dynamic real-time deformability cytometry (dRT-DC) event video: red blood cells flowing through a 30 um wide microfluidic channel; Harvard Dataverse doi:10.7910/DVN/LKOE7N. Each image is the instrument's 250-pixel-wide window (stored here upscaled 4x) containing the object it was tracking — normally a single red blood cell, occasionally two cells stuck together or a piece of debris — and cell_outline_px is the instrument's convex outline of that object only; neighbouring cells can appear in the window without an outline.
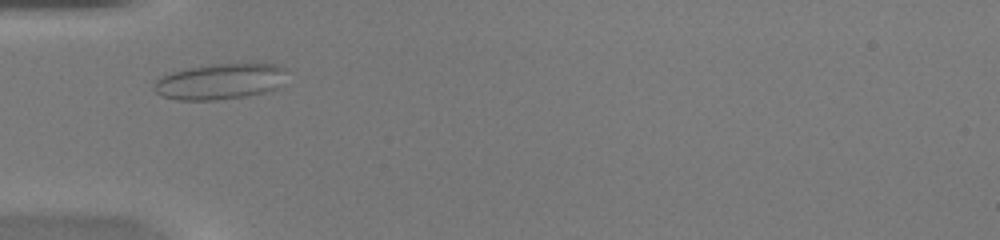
{"species": "common noctule bat (a hibernating species)", "species_latin": "Nyctalus noctula", "temperature_condition": "warm", "stored_images_in_passage": 40, "camera_frame_rate_fps": 3000, "um_per_image_px": 0.085, "animal": {"sex": "female", "body_mass_g": 20.0, "forearm_length_mm": 54.0}, "frame": {"image": 1, "passage_image": 7, "time_ms": 2.0, "image_size_px": [1000, 240], "cell_outline_px": [[284, 68], [276, 88], [272, 92], [216, 100], [176, 100], [160, 96], [152, 88], [152, 84], [156, 80], [172, 72], [184, 68], [212, 64], [276, 64]], "centroid_in_image_um": [18.6, 6.94], "position_along_channel_um": 66.4, "area_um2": 27.51}}
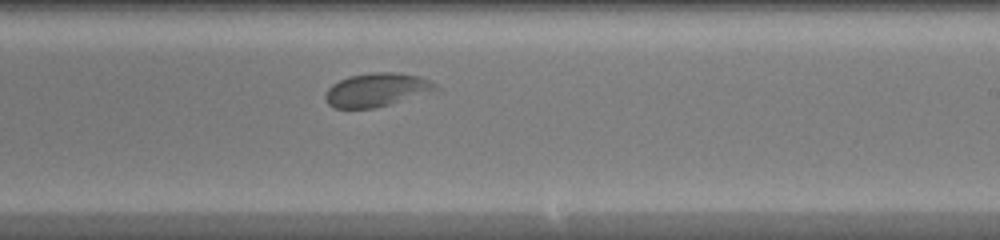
{"frame": {"image": 2, "passage_image": 21, "time_ms": 6.667, "image_size_px": [1000, 240], "cell_outline_px": [[444, 92], [372, 108], [332, 108], [324, 100], [324, 96], [328, 88], [332, 84], [348, 76], [372, 72], [396, 72], [416, 76], [428, 80], [436, 84]], "centroid_in_image_um": [32.12, 7.65], "position_along_channel_um": 256.9, "area_um2": 22.25}}
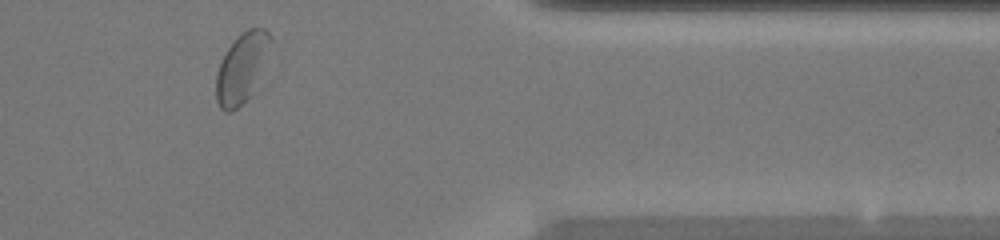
{"frame": {"image": 3, "passage_image": 32, "time_ms": 10.333, "image_size_px": [1000, 240], "cell_outline_px": [[272, 40], [248, 96], [232, 112], [224, 112], [220, 108], [216, 100], [216, 76], [220, 64], [228, 48], [248, 28], [264, 28], [268, 32]], "centroid_in_image_um": [20.48, 5.77], "position_along_channel_um": 390.9, "area_um2": 20.58}, "authors_computed_cell_mechanics": {"area_um2": 22.8888, "velocity_mm_per_s": 4.141, "shape_relaxation_time_tau1_ms": null, "shape_relaxation_time_tau2_ms": 0.5206, "deformation_change_tau1": null, "deformation_change_tau2": 0.061}}